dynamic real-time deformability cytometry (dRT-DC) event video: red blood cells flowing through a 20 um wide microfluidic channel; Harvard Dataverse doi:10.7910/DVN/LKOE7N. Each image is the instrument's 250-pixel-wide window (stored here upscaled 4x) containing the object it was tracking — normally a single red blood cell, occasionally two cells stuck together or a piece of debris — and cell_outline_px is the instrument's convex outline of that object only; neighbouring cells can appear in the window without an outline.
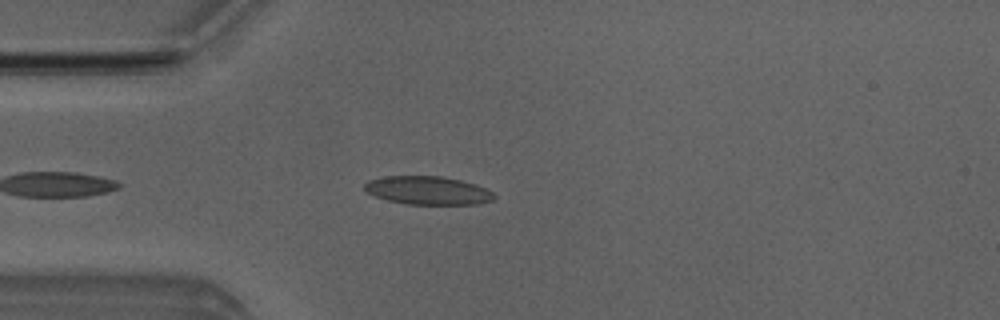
{"species": "Egyptian fruit bat (a non-hibernating species)", "species_latin": "Rousettus aegyptiacus", "temperature_condition": "room temperature", "stored_images_in_passage": 3, "camera_frame_rate_fps": 3000, "um_per_image_px": 0.085, "animal": {"sex": "male"}, "frame": {"image": 1, "passage_image": 3, "time_ms": 2.333, "image_size_px": [1000, 320], "cell_outline_px": [[496, 196], [492, 200], [476, 204], [408, 204], [388, 200], [376, 196], [368, 192], [364, 188], [364, 184], [368, 180], [384, 176], [440, 176], [460, 180], [476, 184], [492, 192]], "centroid_in_image_um": [36.36, 16.18], "position_along_channel_um": 48.6, "area_um2": 21.21}}